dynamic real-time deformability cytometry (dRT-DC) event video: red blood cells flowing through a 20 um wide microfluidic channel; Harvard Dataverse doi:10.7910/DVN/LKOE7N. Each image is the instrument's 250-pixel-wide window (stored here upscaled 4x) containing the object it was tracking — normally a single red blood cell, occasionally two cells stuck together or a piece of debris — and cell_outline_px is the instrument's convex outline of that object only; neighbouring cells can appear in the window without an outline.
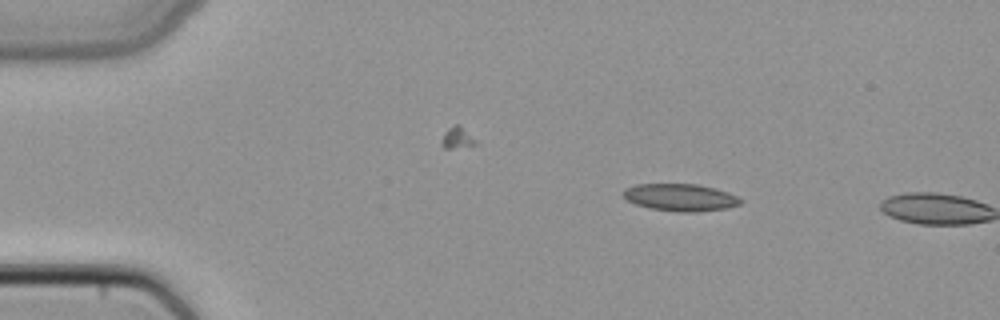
{"species": "common noctule bat (a hibernating species)", "species_latin": "Nyctalus noctula", "temperature_condition": "cold", "stored_images_in_passage": 3, "camera_frame_rate_fps": 3000, "um_per_image_px": 0.085, "animal": {"sex": "female", "body_mass_g": 22.7, "forearm_length_mm": 54.2}, "frame": {"image": 1, "passage_image": 2, "time_ms": 0.333, "image_size_px": [1000, 320], "cell_outline_px": [[744, 200], [740, 204], [728, 208], [696, 212], [676, 212], [652, 208], [636, 204], [628, 200], [620, 192], [624, 188], [636, 184], [696, 184], [716, 188], [728, 192]], "centroid_in_image_um": [57.84, 16.77], "position_along_channel_um": 27.2, "area_um2": 18.73}}